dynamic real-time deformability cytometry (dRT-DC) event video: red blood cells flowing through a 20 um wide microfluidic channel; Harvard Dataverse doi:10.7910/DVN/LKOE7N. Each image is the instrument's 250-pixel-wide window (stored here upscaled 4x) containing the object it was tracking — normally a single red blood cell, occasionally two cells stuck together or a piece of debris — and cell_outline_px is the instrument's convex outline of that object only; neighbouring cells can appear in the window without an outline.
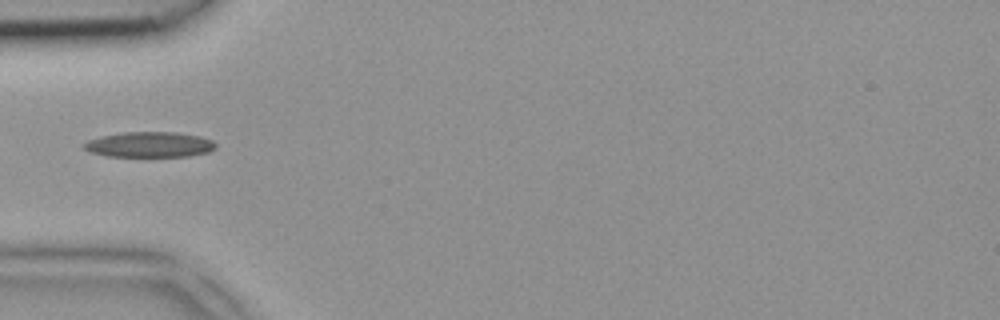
{"species": "common noctule bat (a hibernating species)", "species_latin": "Nyctalus noctula", "temperature_condition": "room temperature", "stored_images_in_passage": 5, "camera_frame_rate_fps": 3000, "um_per_image_px": 0.085, "animal": {"sex": "female", "body_mass_g": 18.4}, "frame": {"image": 1, "passage_image": 5, "time_ms": 1.333, "image_size_px": [1000, 320], "cell_outline_px": [[216, 148], [208, 152], [188, 156], [108, 156], [88, 152], [84, 148], [84, 144], [88, 140], [100, 136], [124, 132], [176, 132], [200, 136], [212, 140], [216, 144]], "centroid_in_image_um": [12.71, 12.28], "position_along_channel_um": 72.3, "area_um2": 19.48}}